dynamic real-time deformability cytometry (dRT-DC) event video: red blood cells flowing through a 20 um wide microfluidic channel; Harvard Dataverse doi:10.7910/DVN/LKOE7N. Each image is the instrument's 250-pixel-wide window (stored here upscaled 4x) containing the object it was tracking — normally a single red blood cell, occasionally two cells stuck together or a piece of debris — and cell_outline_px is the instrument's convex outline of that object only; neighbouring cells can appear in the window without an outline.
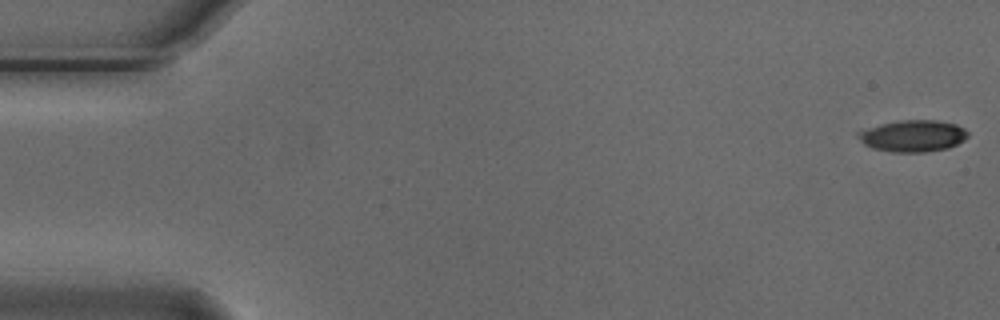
{"species": "Egyptian fruit bat (a non-hibernating species)", "species_latin": "Rousettus aegyptiacus", "temperature_condition": "cold", "stored_images_in_passage": 7, "camera_frame_rate_fps": 3000, "um_per_image_px": 0.085, "animal": {"sex": "male"}, "frame": {"image": 1, "passage_image": 1, "time_ms": 0.0, "image_size_px": [1000, 320], "cell_outline_px": [[968, 136], [964, 140], [948, 148], [924, 152], [892, 152], [872, 148], [864, 144], [856, 136], [856, 132], [868, 128], [900, 120], [936, 120], [956, 124], [964, 128], [968, 132]], "centroid_in_image_um": [77.6, 11.55], "position_along_channel_um": 7.4, "area_um2": 20.17}}